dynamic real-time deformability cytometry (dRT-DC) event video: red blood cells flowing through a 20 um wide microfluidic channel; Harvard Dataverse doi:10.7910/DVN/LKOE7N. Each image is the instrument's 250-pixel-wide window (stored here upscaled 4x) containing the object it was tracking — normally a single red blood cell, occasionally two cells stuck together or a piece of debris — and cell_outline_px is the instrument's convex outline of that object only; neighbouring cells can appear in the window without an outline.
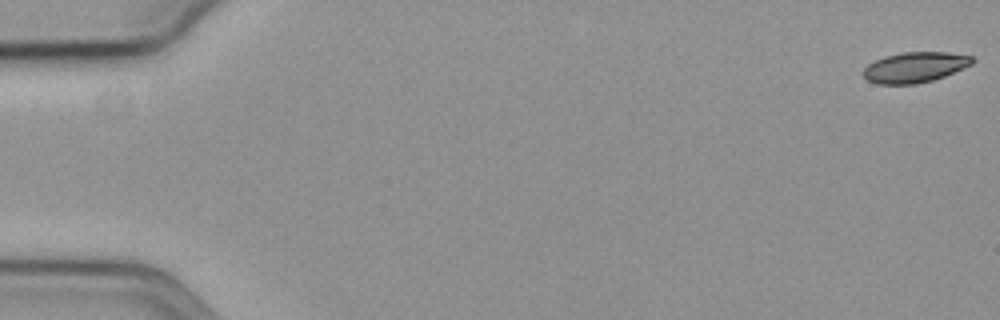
{"species": "common noctule bat (a hibernating species)", "species_latin": "Nyctalus noctula", "temperature_condition": "cold", "stored_images_in_passage": 58, "camera_frame_rate_fps": 3000, "um_per_image_px": 0.085, "animal": {"sex": "female", "body_mass_g": 19.3, "forearm_length_mm": 54.1}, "frame": {"image": 1, "passage_image": 1, "time_ms": 0.0, "image_size_px": [1000, 320], "cell_outline_px": [[972, 64], [944, 76], [932, 80], [916, 84], [876, 84], [868, 80], [860, 72], [868, 64], [884, 56], [900, 52], [944, 52], [972, 56]], "centroid_in_image_um": [77.7, 5.72], "position_along_channel_um": 7.3, "area_um2": 19.25}}
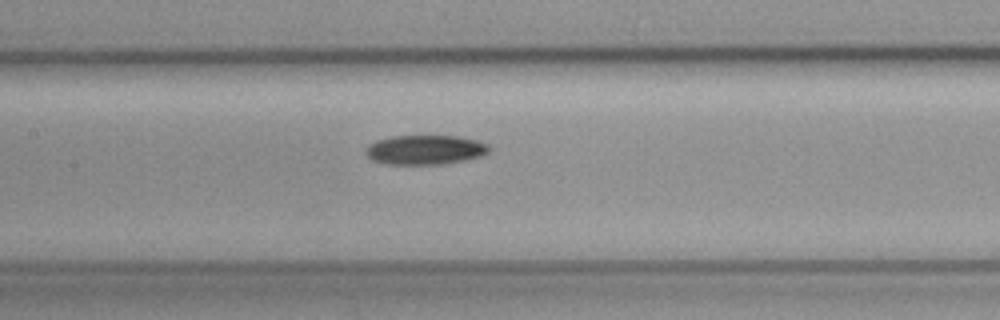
{"frame": {"image": 2, "passage_image": 28, "time_ms": 9.0, "image_size_px": [1000, 320], "cell_outline_px": [[488, 152], [480, 156], [464, 160], [444, 164], [384, 164], [372, 160], [364, 152], [376, 140], [392, 136], [460, 136], [476, 140], [488, 144]], "centroid_in_image_um": [36.13, 12.73], "position_along_channel_um": 171.3, "area_um2": 21.04}}
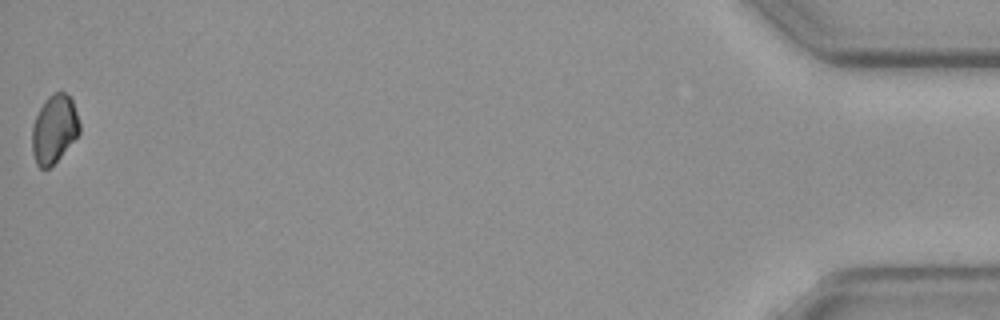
{"frame": {"image": 3, "passage_image": 58, "time_ms": 19.0, "image_size_px": [1000, 320], "cell_outline_px": [[80, 132], [60, 156], [48, 168], [40, 168], [36, 164], [32, 152], [32, 124], [44, 100], [52, 92], [60, 88], [72, 96], [80, 124]], "centroid_in_image_um": [4.61, 10.88], "position_along_channel_um": 430.6, "area_um2": 19.13}, "authors_computed_cell_mechanics": {"area_um2": 20.3456, "velocity_mm_per_s": 3.6097, "shape_relaxation_time_tau1_ms": 4.5718, "shape_relaxation_time_tau2_ms": null, "deformation_change_tau1": 0.0757, "deformation_change_tau2": null}}